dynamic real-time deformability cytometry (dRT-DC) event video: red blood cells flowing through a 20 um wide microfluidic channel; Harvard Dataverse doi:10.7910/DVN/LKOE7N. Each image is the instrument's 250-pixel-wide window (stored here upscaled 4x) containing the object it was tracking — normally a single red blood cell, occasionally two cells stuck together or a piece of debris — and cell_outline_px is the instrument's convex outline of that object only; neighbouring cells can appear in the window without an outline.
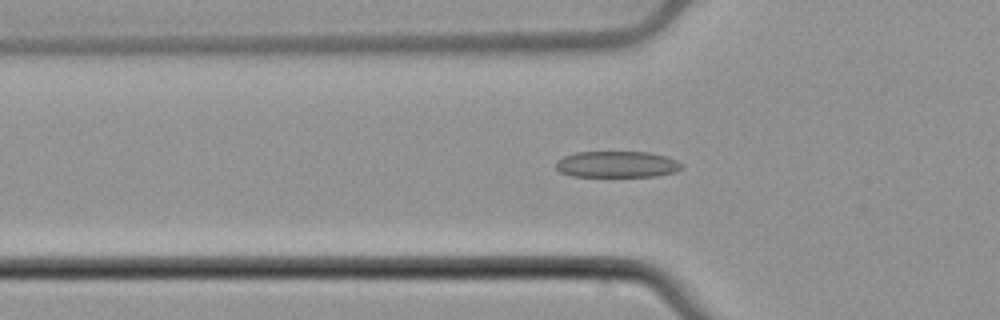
{"species": "common noctule bat (a hibernating species)", "species_latin": "Nyctalus noctula", "temperature_condition": "cold", "stored_images_in_passage": 52, "camera_frame_rate_fps": 3000, "um_per_image_px": 0.085, "animal": {"sex": "male", "body_mass_g": 21.5, "forearm_length_mm": 52.0}, "frame": {"image": 1, "passage_image": 16, "time_ms": 5.0, "image_size_px": [1000, 320], "cell_outline_px": [[684, 168], [676, 172], [656, 176], [572, 176], [560, 172], [556, 168], [556, 160], [564, 156], [576, 152], [648, 152], [668, 156], [684, 164]], "centroid_in_image_um": [52.48, 13.96], "position_along_channel_um": 73.3, "area_um2": 19.48}}
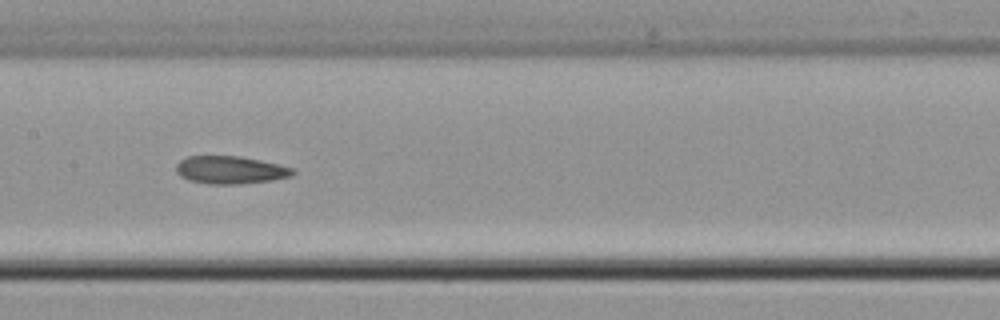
{"frame": {"image": 2, "passage_image": 25, "time_ms": 8.0, "image_size_px": [1000, 320], "cell_outline_px": [[296, 172], [292, 176], [272, 180], [240, 184], [208, 184], [188, 180], [180, 176], [176, 172], [176, 164], [180, 160], [188, 156], [240, 156], [260, 160], [292, 168]], "centroid_in_image_um": [19.55, 14.45], "position_along_channel_um": 187.9, "area_um2": 18.9}}
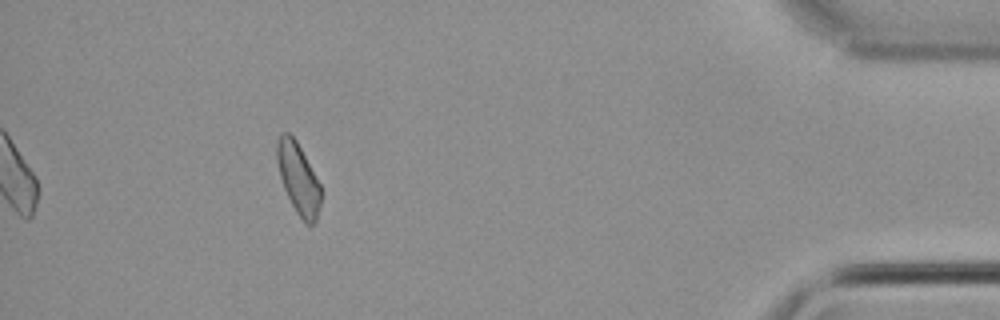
{"frame": {"image": 3, "passage_image": 47, "time_ms": 15.333, "image_size_px": [1000, 320], "cell_outline_px": [[320, 204], [316, 220], [308, 228], [304, 224], [296, 212], [284, 188], [280, 176], [276, 160], [276, 140], [280, 132], [288, 132], [296, 140], [320, 184]], "centroid_in_image_um": [25.33, 15.17], "position_along_channel_um": 409.9, "area_um2": 18.15}, "authors_computed_cell_mechanics": {"area_um2": 18.9873, "velocity_mm_per_s": 3.8264, "shape_relaxation_time_tau1_ms": null, "shape_relaxation_time_tau2_ms": 9.593, "deformation_change_tau1": null, "deformation_change_tau2": 0.1695}}